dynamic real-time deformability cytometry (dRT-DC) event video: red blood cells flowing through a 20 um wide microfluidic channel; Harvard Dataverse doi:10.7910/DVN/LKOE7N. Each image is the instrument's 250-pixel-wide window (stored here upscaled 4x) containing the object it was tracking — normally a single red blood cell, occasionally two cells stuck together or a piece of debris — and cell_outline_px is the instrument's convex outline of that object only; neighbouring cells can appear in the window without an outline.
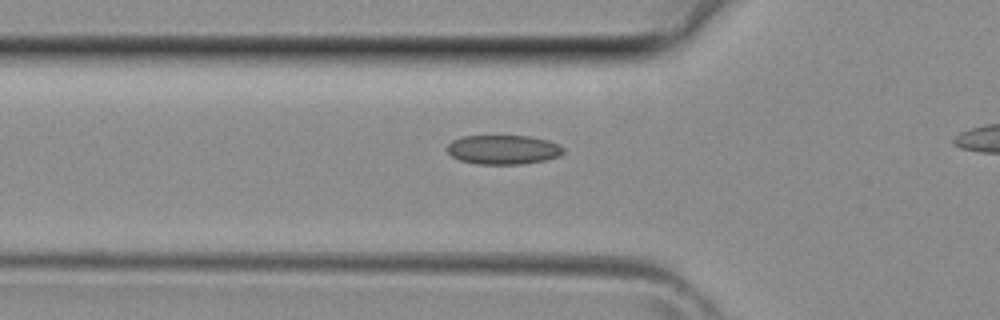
{"species": "common noctule bat (a hibernating species)", "species_latin": "Nyctalus noctula", "temperature_condition": "room temperature", "stored_images_in_passage": 26, "camera_frame_rate_fps": 3000, "um_per_image_px": 0.085, "animal": {"sex": "female", "body_mass_g": 29.2, "forearm_length_mm": 56.3}, "frame": {"image": 1, "passage_image": 7, "time_ms": 2.0, "image_size_px": [1000, 320], "cell_outline_px": [[564, 152], [560, 156], [544, 160], [524, 164], [476, 164], [460, 160], [452, 156], [448, 152], [448, 144], [452, 140], [464, 136], [528, 136], [548, 140], [564, 148]], "centroid_in_image_um": [42.78, 12.72], "position_along_channel_um": 83.0, "area_um2": 19.77}}
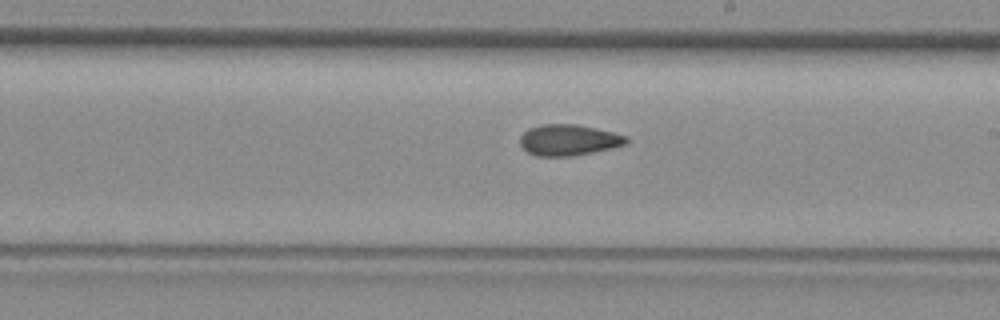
{"frame": {"image": 2, "passage_image": 16, "time_ms": 5.0, "image_size_px": [1000, 320], "cell_outline_px": [[628, 144], [612, 148], [572, 156], [536, 156], [528, 152], [520, 144], [520, 136], [528, 128], [544, 124], [576, 124], [596, 128], [628, 136]], "centroid_in_image_um": [48.35, 11.9], "position_along_channel_um": 240.7, "area_um2": 19.25}}
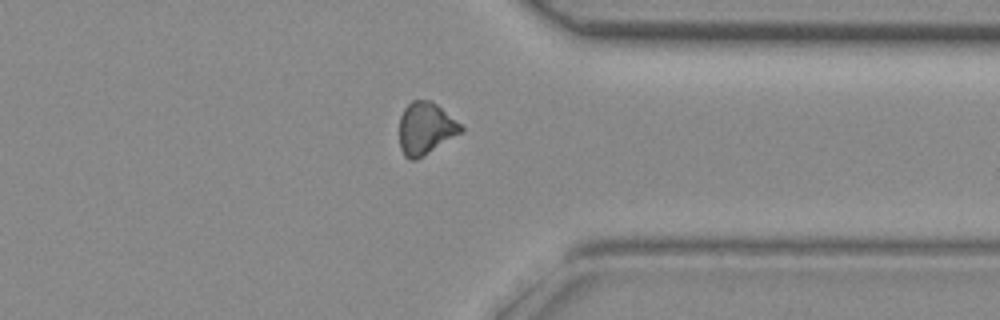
{"frame": {"image": 3, "passage_image": 24, "time_ms": 7.667, "image_size_px": [1000, 320], "cell_outline_px": [[464, 132], [416, 160], [408, 160], [404, 156], [400, 148], [400, 116], [404, 108], [412, 100], [432, 100], [460, 124], [464, 128]], "centroid_in_image_um": [36.18, 10.93], "position_along_channel_um": 375.2, "area_um2": 18.84}}